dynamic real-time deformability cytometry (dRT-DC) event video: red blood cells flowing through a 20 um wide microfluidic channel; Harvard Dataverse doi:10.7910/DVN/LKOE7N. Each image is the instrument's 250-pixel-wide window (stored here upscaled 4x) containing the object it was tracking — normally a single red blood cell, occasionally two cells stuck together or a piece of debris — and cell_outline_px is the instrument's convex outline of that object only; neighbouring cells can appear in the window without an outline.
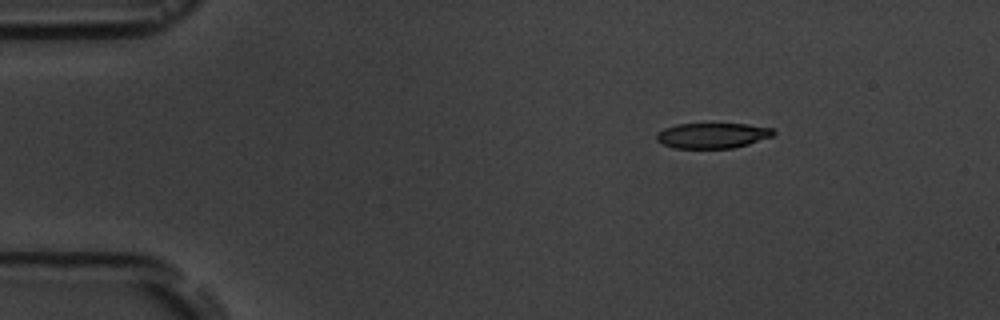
{"species": "common noctule bat (a hibernating species)", "species_latin": "Nyctalus noctula", "temperature_condition": "room temperature", "stored_images_in_passage": 3, "camera_frame_rate_fps": 3000, "um_per_image_px": 0.085, "animal": {"sex": "male", "body_mass_g": 19.5, "forearm_length_mm": 54.6}, "frame": {"image": 1, "passage_image": 1, "time_ms": 0.0, "image_size_px": [1000, 320], "cell_outline_px": [[776, 132], [772, 136], [748, 144], [732, 148], [676, 148], [664, 144], [656, 140], [656, 136], [664, 128], [676, 124], [748, 124], [772, 128]], "centroid_in_image_um": [60.57, 11.51], "position_along_channel_um": 24.4, "area_um2": 17.11}}